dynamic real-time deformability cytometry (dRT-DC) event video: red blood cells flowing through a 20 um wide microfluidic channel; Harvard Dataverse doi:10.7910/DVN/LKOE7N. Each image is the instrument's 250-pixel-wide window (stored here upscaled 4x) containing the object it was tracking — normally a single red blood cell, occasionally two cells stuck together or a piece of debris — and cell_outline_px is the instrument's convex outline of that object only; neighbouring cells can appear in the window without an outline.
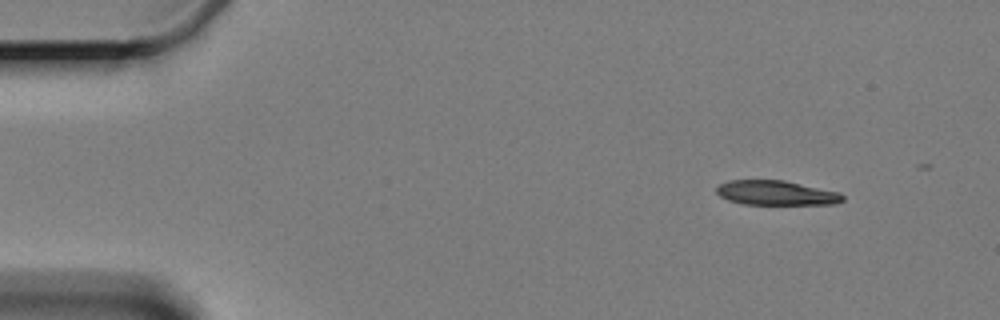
{"species": "Egyptian fruit bat (a non-hibernating species)", "species_latin": "Rousettus aegyptiacus", "temperature_condition": "cold", "stored_images_in_passage": 6, "camera_frame_rate_fps": 3000, "um_per_image_px": 0.085, "animal": {"sex": "female"}, "frame": {"image": 1, "passage_image": 2, "time_ms": 1.0, "image_size_px": [1000, 320], "cell_outline_px": [[844, 200], [836, 204], [744, 204], [728, 200], [720, 196], [716, 192], [716, 188], [720, 184], [728, 180], [784, 180], [840, 192], [844, 196]], "centroid_in_image_um": [65.99, 16.39], "position_along_channel_um": 19.0, "area_um2": 18.09}}
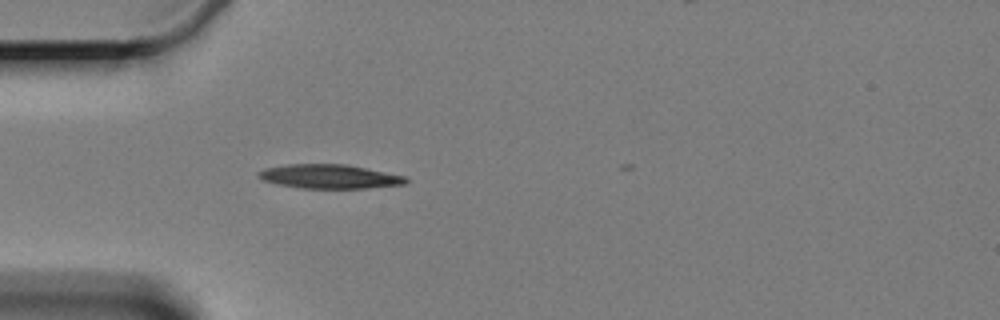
{"frame": {"image": 2, "passage_image": 5, "time_ms": 4.667, "image_size_px": [1000, 320], "cell_outline_px": [[408, 184], [368, 188], [300, 188], [280, 184], [264, 180], [256, 176], [256, 172], [264, 168], [288, 164], [348, 164], [404, 176], [408, 180]], "centroid_in_image_um": [28.0, 15.0], "position_along_channel_um": 57.0, "area_um2": 20.69}}